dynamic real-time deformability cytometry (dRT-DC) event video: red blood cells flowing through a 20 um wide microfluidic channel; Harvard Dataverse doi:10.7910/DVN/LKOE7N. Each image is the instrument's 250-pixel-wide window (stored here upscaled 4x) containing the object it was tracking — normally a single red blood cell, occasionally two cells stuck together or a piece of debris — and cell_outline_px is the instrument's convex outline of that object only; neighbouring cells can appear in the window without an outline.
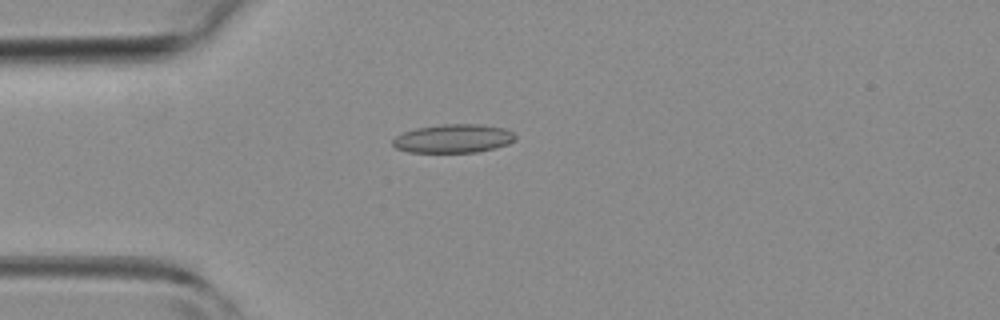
{"species": "common noctule bat (a hibernating species)", "species_latin": "Nyctalus noctula", "temperature_condition": "room temperature", "stored_images_in_passage": 3, "camera_frame_rate_fps": 3000, "um_per_image_px": 0.085, "animal": {"sex": "female", "body_mass_g": 19.3, "forearm_length_mm": 54.1}, "frame": {"image": 1, "passage_image": 3, "time_ms": 2.0, "image_size_px": [1000, 320], "cell_outline_px": [[516, 140], [508, 144], [496, 148], [476, 152], [408, 152], [396, 148], [392, 144], [392, 140], [396, 136], [404, 132], [416, 128], [444, 124], [480, 124], [504, 128], [512, 132], [516, 136]], "centroid_in_image_um": [38.55, 11.78], "position_along_channel_um": 46.5, "area_um2": 20.46}}